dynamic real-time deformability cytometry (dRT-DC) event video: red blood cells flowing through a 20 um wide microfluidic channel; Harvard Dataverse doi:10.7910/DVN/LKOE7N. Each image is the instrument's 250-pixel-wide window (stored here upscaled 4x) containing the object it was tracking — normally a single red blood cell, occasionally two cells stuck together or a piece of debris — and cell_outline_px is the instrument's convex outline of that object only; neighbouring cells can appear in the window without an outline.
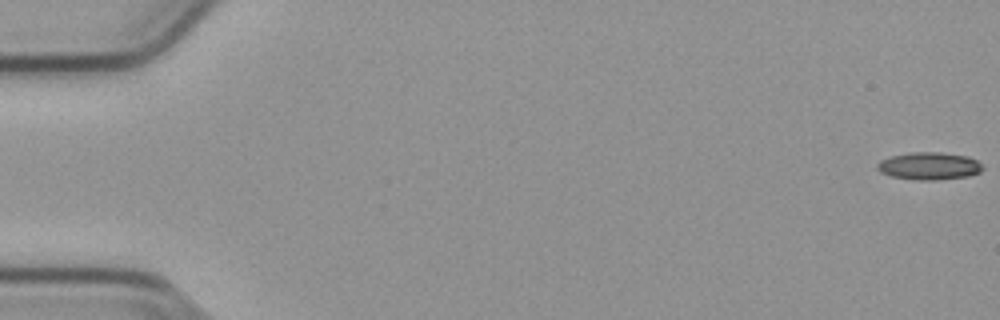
{"species": "common noctule bat (a hibernating species)", "species_latin": "Nyctalus noctula", "temperature_condition": "cold", "stored_images_in_passage": 55, "camera_frame_rate_fps": 3000, "um_per_image_px": 0.085, "animal": {"sex": "male", "body_mass_g": 23.1, "forearm_length_mm": 52.7}, "frame": {"image": 1, "passage_image": 1, "time_ms": 0.0, "image_size_px": [1000, 320], "cell_outline_px": [[984, 168], [980, 172], [968, 176], [936, 180], [912, 180], [892, 176], [880, 172], [876, 168], [876, 164], [880, 160], [892, 156], [908, 152], [940, 152], [968, 156], [976, 160]], "centroid_in_image_um": [78.95, 14.11], "position_along_channel_um": 6.0, "area_um2": 16.99}}
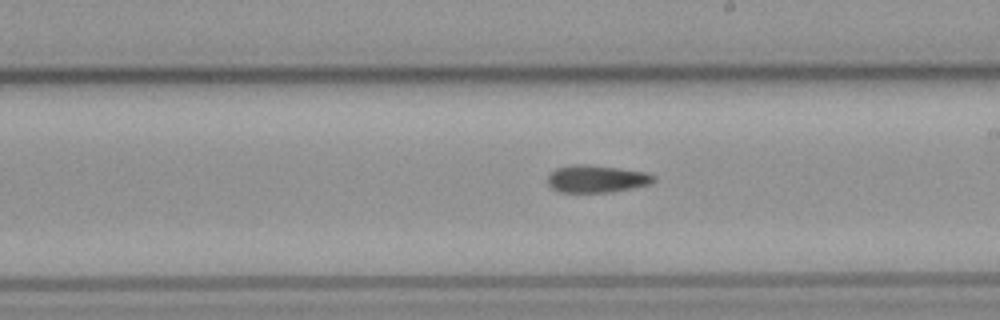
{"frame": {"image": 2, "passage_image": 32, "time_ms": 10.333, "image_size_px": [1000, 320], "cell_outline_px": [[656, 180], [652, 184], [612, 192], [560, 192], [552, 188], [548, 184], [548, 176], [556, 168], [572, 164], [588, 164], [644, 172], [656, 176]], "centroid_in_image_um": [50.72, 15.2], "position_along_channel_um": 238.3, "area_um2": 16.94}}
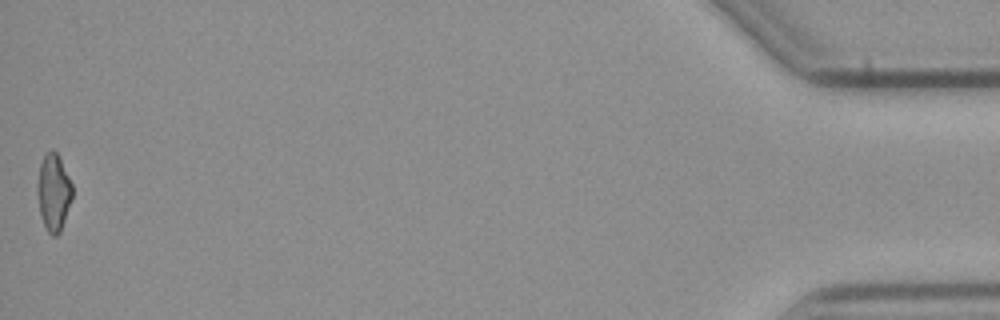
{"frame": {"image": 3, "passage_image": 55, "time_ms": 18.0, "image_size_px": [1000, 320], "cell_outline_px": [[72, 196], [60, 232], [56, 236], [52, 236], [48, 232], [40, 216], [36, 192], [36, 184], [40, 164], [44, 156], [52, 148], [56, 152], [72, 184]], "centroid_in_image_um": [4.52, 16.36], "position_along_channel_um": 430.7, "area_um2": 15.55}, "authors_computed_cell_mechanics": {"area_um2": 16.8776, "velocity_mm_per_s": 3.8188, "shape_relaxation_time_tau1_ms": 10.3364, "shape_relaxation_time_tau2_ms": null, "deformation_change_tau1": 0.1748, "deformation_change_tau2": null}}